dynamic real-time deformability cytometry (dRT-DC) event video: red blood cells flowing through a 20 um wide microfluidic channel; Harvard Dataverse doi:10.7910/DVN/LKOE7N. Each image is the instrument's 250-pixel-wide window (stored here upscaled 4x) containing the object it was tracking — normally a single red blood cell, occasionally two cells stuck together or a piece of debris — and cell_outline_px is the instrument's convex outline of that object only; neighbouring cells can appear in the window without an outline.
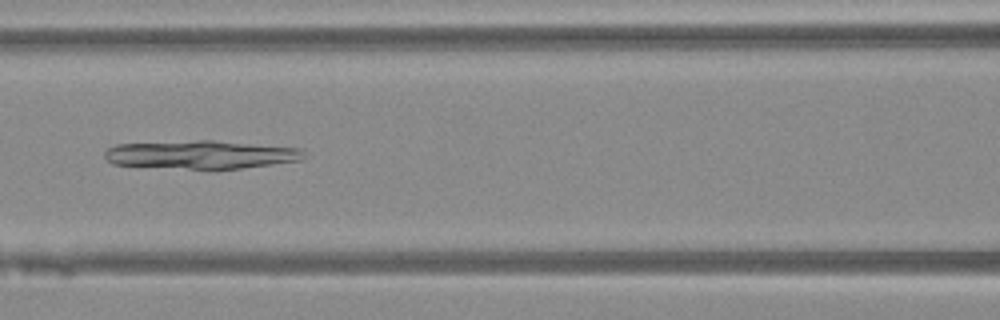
{"species": "Egyptian fruit bat (a non-hibernating species)", "species_latin": "Rousettus aegyptiacus", "temperature_condition": "warm", "stored_images_in_passage": 39, "camera_frame_rate_fps": 3000, "um_per_image_px": 0.085, "animal": {"sex": "female"}, "frame": {"image": 1, "passage_image": 21, "time_ms": 6.667, "image_size_px": [1000, 320], "cell_outline_px": [[304, 156], [300, 160], [272, 164], [240, 168], [188, 168], [112, 164], [104, 156], [104, 152], [108, 148], [116, 144], [200, 140], [212, 140], [300, 148], [304, 152]], "centroid_in_image_um": [17.07, 13.12], "position_along_channel_um": 149.5, "area_um2": 32.25}}
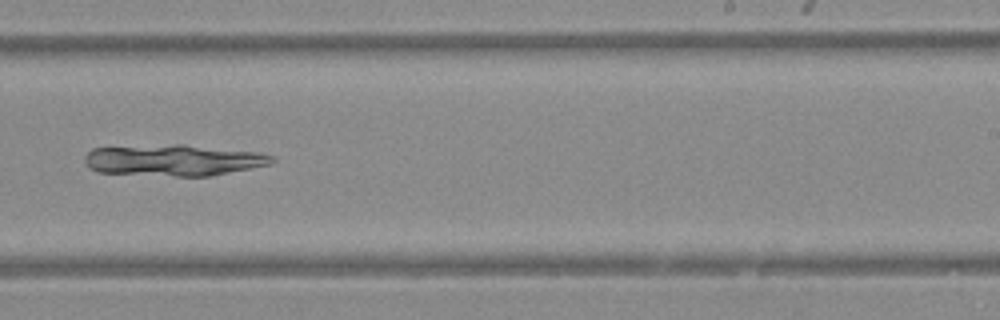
{"frame": {"image": 2, "passage_image": 30, "time_ms": 9.667, "image_size_px": [1000, 320], "cell_outline_px": [[276, 160], [272, 164], [212, 176], [176, 176], [96, 172], [88, 168], [84, 160], [84, 156], [92, 148], [176, 144], [184, 144], [260, 152], [276, 156]], "centroid_in_image_um": [14.8, 13.61], "position_along_channel_um": 274.2, "area_um2": 34.51}}
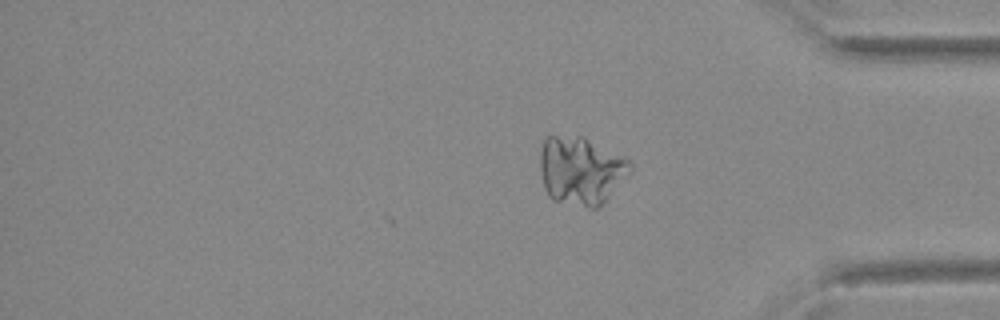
{"frame": {"image": 3, "passage_image": 39, "time_ms": 12.667, "image_size_px": [1000, 320], "cell_outline_px": [[632, 168], [608, 196], [596, 208], [592, 208], [552, 200], [548, 196], [544, 188], [540, 172], [540, 152], [544, 140], [548, 136], [584, 136], [628, 160], [632, 164]], "centroid_in_image_um": [49.31, 14.48], "position_along_channel_um": 385.9, "area_um2": 35.2}}